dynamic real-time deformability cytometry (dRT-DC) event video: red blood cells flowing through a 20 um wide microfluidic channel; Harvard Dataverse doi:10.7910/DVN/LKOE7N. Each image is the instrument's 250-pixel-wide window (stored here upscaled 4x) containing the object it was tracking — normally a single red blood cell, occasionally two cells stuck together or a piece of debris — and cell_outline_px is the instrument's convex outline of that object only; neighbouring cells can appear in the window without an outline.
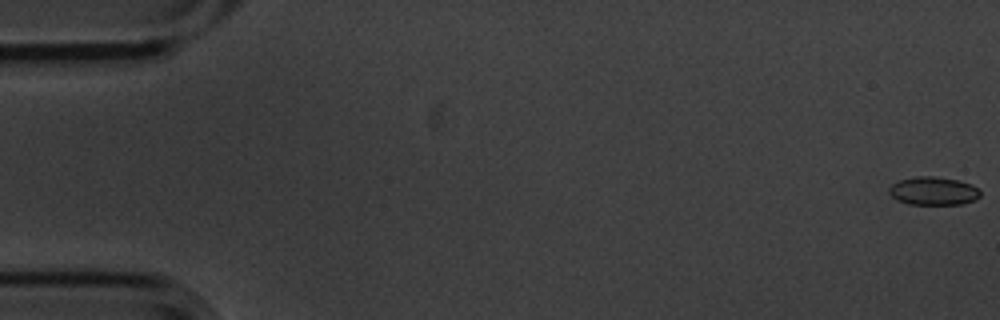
{"species": "common noctule bat (a hibernating species)", "species_latin": "Nyctalus noctula", "temperature_condition": "cold", "stored_images_in_passage": 5, "camera_frame_rate_fps": 3000, "um_per_image_px": 0.085, "animal": {"sex": "male", "body_mass_g": 20.1, "forearm_length_mm": 53.5}, "frame": {"image": 1, "passage_image": 1, "time_ms": 0.0, "image_size_px": [1000, 320], "cell_outline_px": [[980, 196], [976, 200], [960, 204], [908, 204], [892, 196], [888, 192], [888, 188], [892, 184], [900, 180], [916, 176], [932, 176], [956, 180], [972, 184], [980, 192]], "centroid_in_image_um": [79.34, 16.23], "position_along_channel_um": 5.7, "area_um2": 14.85}}